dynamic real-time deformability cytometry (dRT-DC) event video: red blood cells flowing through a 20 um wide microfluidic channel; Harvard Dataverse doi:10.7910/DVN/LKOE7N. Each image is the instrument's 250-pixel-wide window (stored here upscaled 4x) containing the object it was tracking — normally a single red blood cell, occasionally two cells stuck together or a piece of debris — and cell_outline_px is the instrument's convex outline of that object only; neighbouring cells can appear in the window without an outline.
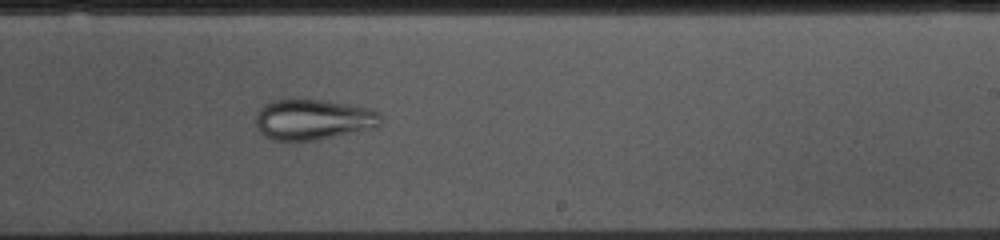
{"species": "common noctule bat (a hibernating species)", "species_latin": "Nyctalus noctula", "temperature_condition": "cold", "stored_images_in_passage": 42, "camera_frame_rate_fps": 3000, "um_per_image_px": 0.085, "animal": {"sex": "female", "body_mass_g": 10.0, "forearm_length_mm": 53.1}, "frame": {"image": 1, "passage_image": 20, "time_ms": 6.333, "image_size_px": [1000, 240], "cell_outline_px": [[380, 128], [316, 140], [272, 140], [264, 136], [256, 128], [256, 112], [264, 104], [272, 100], [320, 100], [348, 104], [372, 108], [380, 112]], "centroid_in_image_um": [26.65, 10.17], "position_along_channel_um": 262.4, "area_um2": 29.88}}
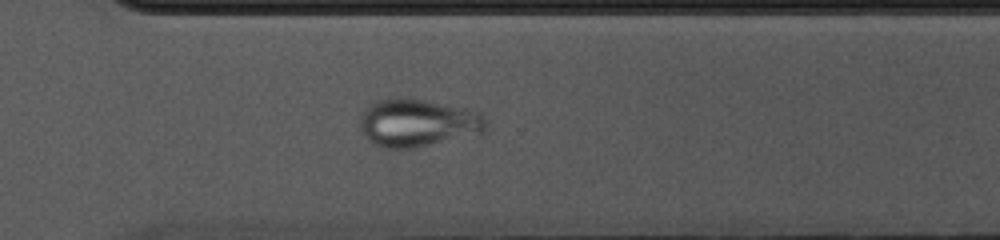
{"frame": {"image": 2, "passage_image": 26, "time_ms": 8.333, "image_size_px": [1000, 240], "cell_outline_px": [[484, 128], [480, 132], [408, 148], [384, 148], [372, 144], [360, 132], [360, 120], [368, 104], [376, 100], [400, 96], [408, 96], [428, 100], [464, 108], [480, 112], [484, 116]], "centroid_in_image_um": [35.38, 10.39], "position_along_channel_um": 335.2, "area_um2": 34.74}}
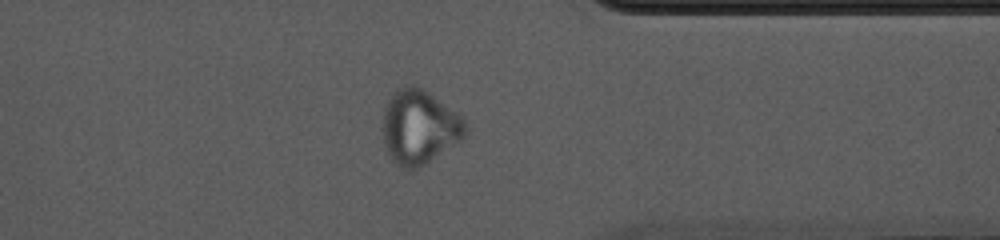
{"frame": {"image": 3, "passage_image": 30, "time_ms": 9.667, "image_size_px": [1000, 240], "cell_outline_px": [[468, 132], [460, 140], [420, 168], [400, 168], [388, 156], [384, 144], [384, 104], [388, 96], [396, 88], [416, 84], [424, 88], [456, 112], [464, 120], [468, 128]], "centroid_in_image_um": [35.62, 10.77], "position_along_channel_um": 375.8, "area_um2": 36.01}}